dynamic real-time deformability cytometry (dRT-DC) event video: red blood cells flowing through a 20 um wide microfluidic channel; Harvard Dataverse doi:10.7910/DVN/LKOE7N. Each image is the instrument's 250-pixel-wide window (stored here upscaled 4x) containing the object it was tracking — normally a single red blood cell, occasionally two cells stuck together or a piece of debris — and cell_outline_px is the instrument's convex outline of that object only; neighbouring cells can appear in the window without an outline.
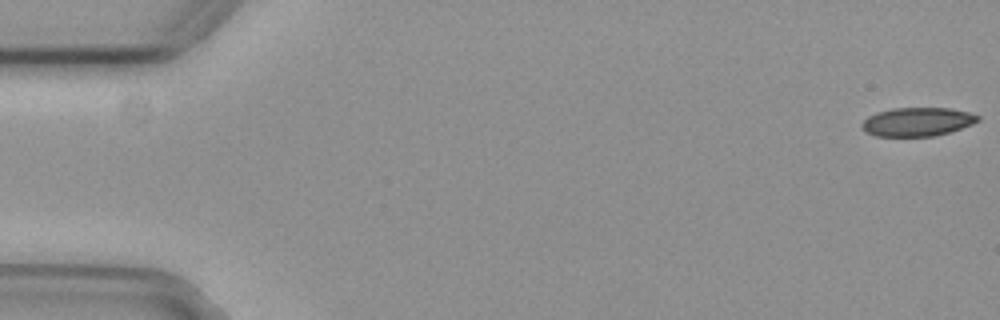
{"species": "common noctule bat (a hibernating species)", "species_latin": "Nyctalus noctula", "temperature_condition": "cold", "stored_images_in_passage": 56, "camera_frame_rate_fps": 3000, "um_per_image_px": 0.085, "animal": {"sex": "female", "body_mass_g": 29.2, "forearm_length_mm": 56.3}, "frame": {"image": 1, "passage_image": 1, "time_ms": 0.0, "image_size_px": [1000, 320], "cell_outline_px": [[980, 120], [972, 124], [936, 136], [876, 136], [864, 132], [860, 128], [860, 124], [868, 116], [876, 112], [892, 108], [948, 108], [968, 112], [980, 116]], "centroid_in_image_um": [77.92, 10.35], "position_along_channel_um": 7.1, "area_um2": 19.48}}
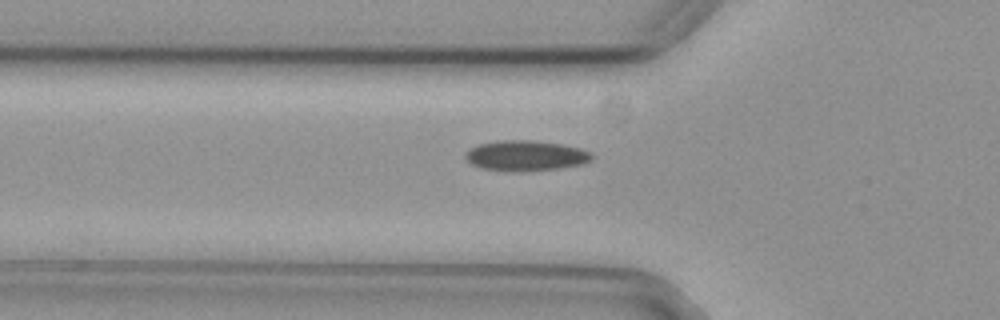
{"frame": {"image": 2, "passage_image": 19, "time_ms": 6.0, "image_size_px": [1000, 320], "cell_outline_px": [[592, 160], [580, 164], [560, 168], [520, 172], [508, 172], [480, 168], [472, 164], [464, 156], [464, 152], [480, 144], [500, 140], [532, 140], [560, 144], [580, 148], [588, 152], [592, 156]], "centroid_in_image_um": [44.64, 13.24], "position_along_channel_um": 81.2, "area_um2": 22.37}}
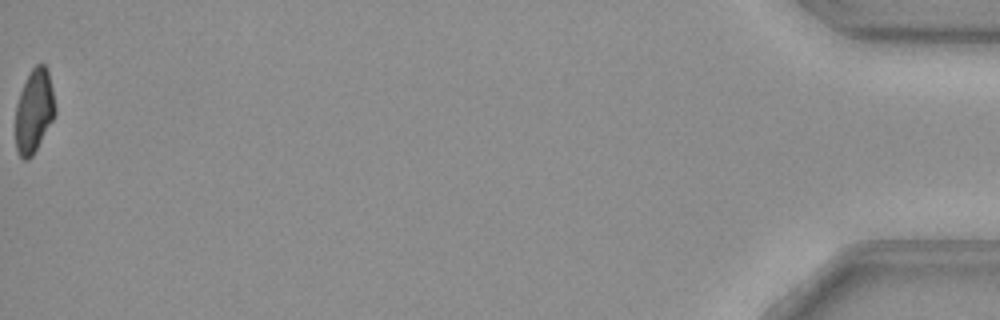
{"frame": {"image": 3, "passage_image": 56, "time_ms": 18.333, "image_size_px": [1000, 320], "cell_outline_px": [[56, 112], [52, 120], [32, 156], [28, 160], [24, 160], [16, 152], [16, 104], [20, 92], [32, 68], [36, 64], [44, 64], [48, 68], [56, 108]], "centroid_in_image_um": [2.9, 9.43], "position_along_channel_um": 432.3, "area_um2": 19.13}}